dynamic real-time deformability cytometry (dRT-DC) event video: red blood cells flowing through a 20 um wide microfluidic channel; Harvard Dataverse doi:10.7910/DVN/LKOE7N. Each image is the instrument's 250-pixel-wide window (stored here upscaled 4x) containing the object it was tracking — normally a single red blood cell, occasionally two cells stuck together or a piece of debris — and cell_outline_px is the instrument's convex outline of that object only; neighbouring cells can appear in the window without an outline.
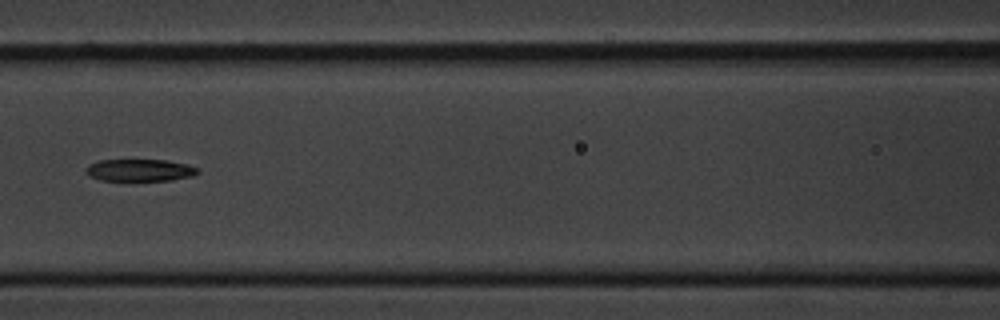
{"species": "common noctule bat (a hibernating species)", "species_latin": "Nyctalus noctula", "temperature_condition": "cold", "stored_images_in_passage": 7, "camera_frame_rate_fps": 3000, "um_per_image_px": 0.085, "animal": {"sex": "male", "body_mass_g": 20.1, "forearm_length_mm": 53.5}, "frame": {"image": 1, "passage_image": 7, "time_ms": 8.0, "image_size_px": [1000, 320], "cell_outline_px": [[200, 172], [192, 176], [172, 180], [100, 180], [88, 176], [84, 172], [84, 168], [88, 164], [100, 160], [168, 160], [188, 164], [196, 168]], "centroid_in_image_um": [11.84, 14.46], "position_along_channel_um": 154.8, "area_um2": 14.51}}